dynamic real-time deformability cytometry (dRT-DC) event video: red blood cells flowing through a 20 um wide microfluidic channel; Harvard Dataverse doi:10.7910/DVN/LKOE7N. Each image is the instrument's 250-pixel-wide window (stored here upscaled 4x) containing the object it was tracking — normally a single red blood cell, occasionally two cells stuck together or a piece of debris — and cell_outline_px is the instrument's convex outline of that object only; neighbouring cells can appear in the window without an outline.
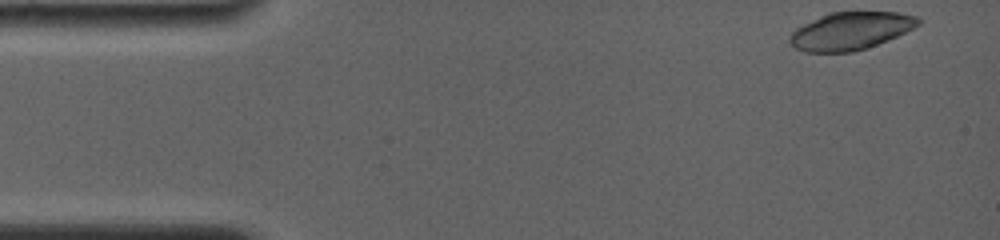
{"species": "common noctule bat (a hibernating species)", "species_latin": "Nyctalus noctula", "temperature_condition": "room temperature", "stored_images_in_passage": 7, "camera_frame_rate_fps": 4000, "um_per_image_px": 0.085, "animal": {"sex": "female", "body_mass_g": 19.0, "forearm_length_mm": 56.7}, "frame": {"image": 1, "passage_image": 1, "time_ms": 0.0, "image_size_px": [1000, 240], "cell_outline_px": [[920, 24], [896, 36], [876, 44], [852, 52], [804, 52], [796, 48], [788, 40], [788, 36], [796, 28], [828, 12], [896, 12], [916, 16], [920, 20]], "centroid_in_image_um": [72.26, 2.62], "position_along_channel_um": 12.7, "area_um2": 27.86}}